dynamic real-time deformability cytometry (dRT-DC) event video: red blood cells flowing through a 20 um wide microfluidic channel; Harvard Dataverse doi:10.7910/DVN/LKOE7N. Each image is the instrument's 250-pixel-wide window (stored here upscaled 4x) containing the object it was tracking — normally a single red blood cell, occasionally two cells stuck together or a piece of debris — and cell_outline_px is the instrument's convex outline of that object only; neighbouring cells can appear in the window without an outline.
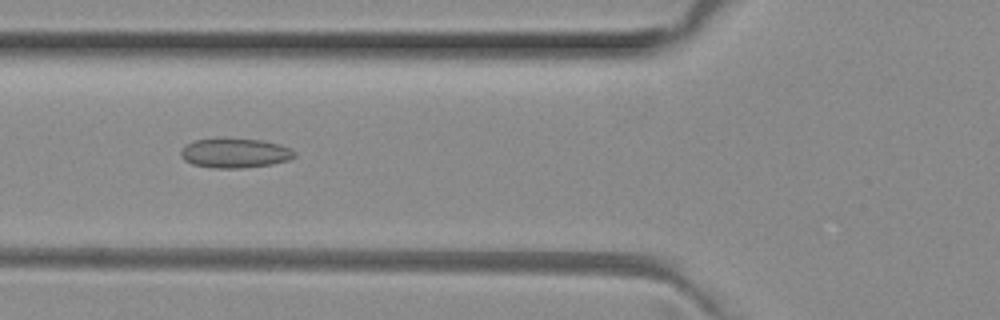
{"species": "common noctule bat (a hibernating species)", "species_latin": "Nyctalus noctula", "temperature_condition": "room temperature", "stored_images_in_passage": 6, "camera_frame_rate_fps": 3000, "um_per_image_px": 0.085, "animal": {"sex": "female", "body_mass_g": 29.2, "forearm_length_mm": 56.3}, "frame": {"image": 1, "passage_image": 4, "time_ms": 1.0, "image_size_px": [1000, 320], "cell_outline_px": [[296, 156], [288, 160], [272, 164], [240, 168], [216, 168], [192, 164], [184, 160], [180, 156], [180, 152], [188, 144], [196, 140], [216, 136], [220, 136], [260, 140], [280, 144], [292, 148], [296, 152]], "centroid_in_image_um": [19.98, 12.98], "position_along_channel_um": 105.8, "area_um2": 20.06}}
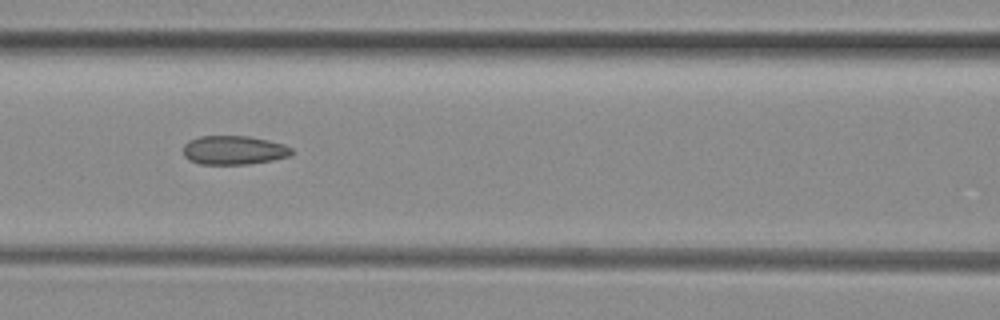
{"frame": {"image": 2, "passage_image": 5, "time_ms": 1.333, "image_size_px": [1000, 320], "cell_outline_px": [[292, 156], [272, 160], [248, 164], [200, 164], [188, 160], [184, 156], [184, 144], [188, 140], [200, 136], [248, 136], [268, 140], [284, 144], [292, 148]], "centroid_in_image_um": [19.87, 12.76], "position_along_channel_um": 146.7, "area_um2": 18.38}}
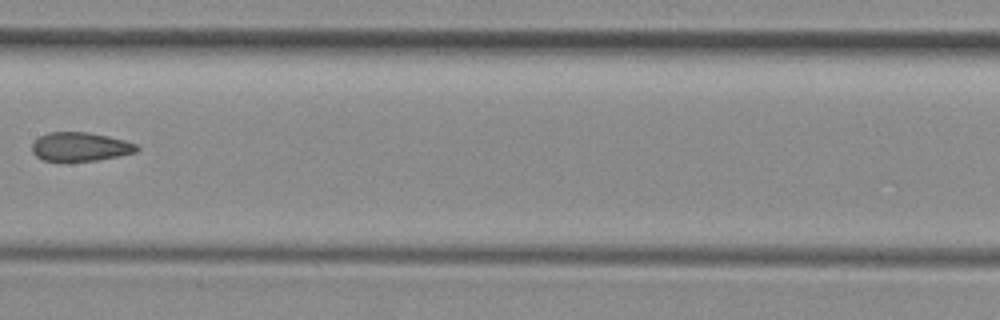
{"frame": {"image": 3, "passage_image": 6, "time_ms": 1.667, "image_size_px": [1000, 320], "cell_outline_px": [[140, 148], [136, 152], [120, 156], [96, 160], [44, 160], [36, 156], [32, 152], [32, 144], [40, 136], [48, 132], [88, 132], [108, 136], [124, 140], [136, 144]], "centroid_in_image_um": [6.84, 12.46], "position_along_channel_um": 200.6, "area_um2": 17.4}}